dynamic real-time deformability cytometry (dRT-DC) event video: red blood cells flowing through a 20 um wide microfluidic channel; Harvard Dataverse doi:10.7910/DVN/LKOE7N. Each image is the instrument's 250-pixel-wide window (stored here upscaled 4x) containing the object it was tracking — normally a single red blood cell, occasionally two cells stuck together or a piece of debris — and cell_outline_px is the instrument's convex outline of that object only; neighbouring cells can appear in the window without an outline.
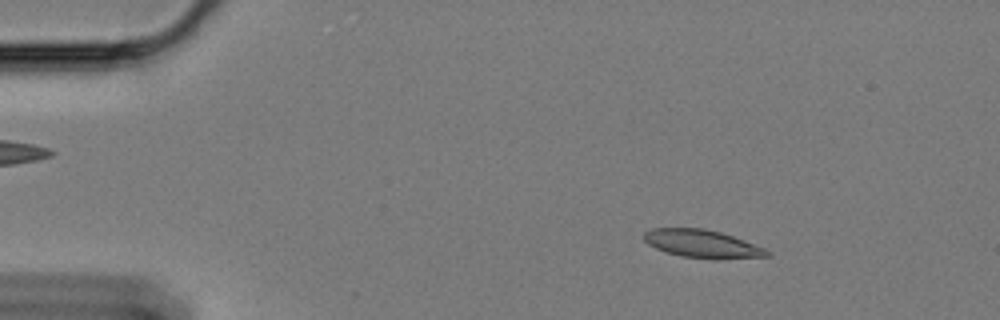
{"species": "Egyptian fruit bat (a non-hibernating species)", "species_latin": "Rousettus aegyptiacus", "temperature_condition": "cold", "stored_images_in_passage": 58, "camera_frame_rate_fps": 3000, "um_per_image_px": 0.085, "animal": {"sex": "female"}, "frame": {"image": 1, "passage_image": 7, "time_ms": 2.0, "image_size_px": [1000, 320], "cell_outline_px": [[772, 256], [680, 256], [656, 248], [648, 244], [644, 240], [644, 232], [652, 228], [704, 228], [720, 232], [744, 240], [764, 248], [772, 252]], "centroid_in_image_um": [59.61, 20.66], "position_along_channel_um": 25.4, "area_um2": 18.9}}
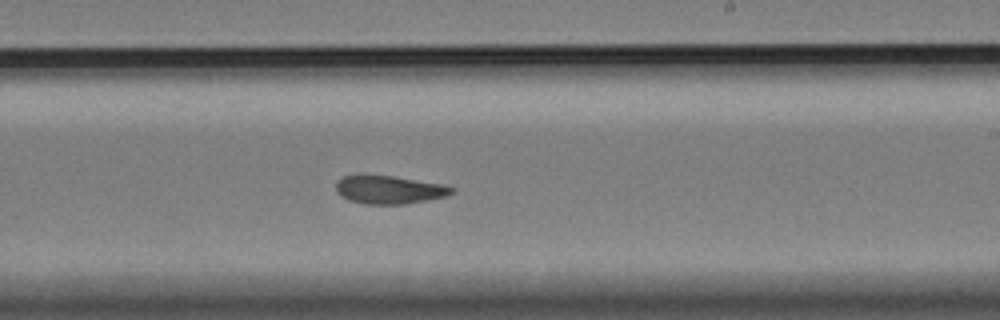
{"frame": {"image": 2, "passage_image": 34, "time_ms": 11.0, "image_size_px": [1000, 320], "cell_outline_px": [[456, 192], [448, 196], [404, 204], [364, 204], [348, 200], [340, 196], [336, 192], [336, 180], [344, 176], [392, 176], [444, 184], [456, 188]], "centroid_in_image_um": [33.12, 16.14], "position_along_channel_um": 255.9, "area_um2": 19.07}}
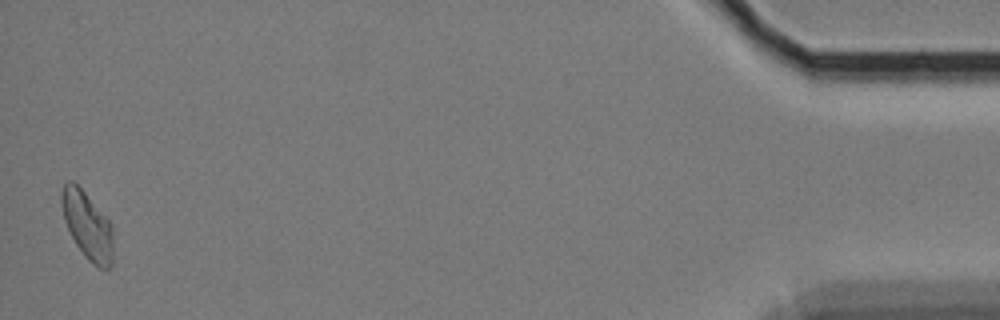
{"frame": {"image": 3, "passage_image": 57, "time_ms": 18.667, "image_size_px": [1000, 320], "cell_outline_px": [[112, 264], [108, 268], [100, 268], [92, 264], [84, 256], [76, 244], [64, 220], [60, 204], [60, 192], [64, 184], [68, 180], [72, 180], [84, 192], [112, 224]], "centroid_in_image_um": [7.4, 19.15], "position_along_channel_um": 427.8, "area_um2": 20.17}, "authors_computed_cell_mechanics": {"area_um2": 19.652, "velocity_mm_per_s": 3.3465, "shape_relaxation_time_tau1_ms": null, "shape_relaxation_time_tau2_ms": 4.8539, "deformation_change_tau1": null, "deformation_change_tau2": 0.1007}}